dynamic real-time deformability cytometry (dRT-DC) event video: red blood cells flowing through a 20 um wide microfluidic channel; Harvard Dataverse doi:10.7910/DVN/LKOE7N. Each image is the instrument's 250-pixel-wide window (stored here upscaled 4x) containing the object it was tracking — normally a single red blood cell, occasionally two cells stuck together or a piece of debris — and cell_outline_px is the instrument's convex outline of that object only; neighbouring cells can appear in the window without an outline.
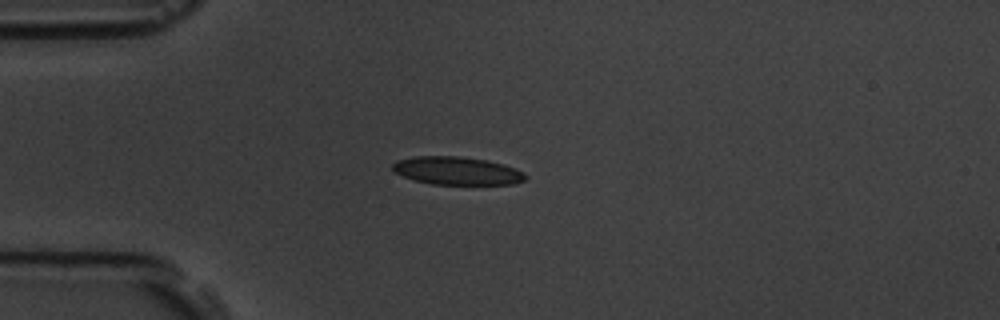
{"species": "common noctule bat (a hibernating species)", "species_latin": "Nyctalus noctula", "temperature_condition": "room temperature", "stored_images_in_passage": 3, "camera_frame_rate_fps": 3000, "um_per_image_px": 0.085, "animal": {"sex": "male", "body_mass_g": 19.5, "forearm_length_mm": 54.6}, "frame": {"image": 1, "passage_image": 3, "time_ms": 2.333, "image_size_px": [1000, 320], "cell_outline_px": [[528, 176], [524, 180], [512, 184], [432, 184], [412, 180], [392, 172], [392, 164], [396, 160], [416, 156], [460, 156], [488, 160], [504, 164], [516, 168], [524, 172]], "centroid_in_image_um": [38.82, 14.51], "position_along_channel_um": 46.2, "area_um2": 21.96}}